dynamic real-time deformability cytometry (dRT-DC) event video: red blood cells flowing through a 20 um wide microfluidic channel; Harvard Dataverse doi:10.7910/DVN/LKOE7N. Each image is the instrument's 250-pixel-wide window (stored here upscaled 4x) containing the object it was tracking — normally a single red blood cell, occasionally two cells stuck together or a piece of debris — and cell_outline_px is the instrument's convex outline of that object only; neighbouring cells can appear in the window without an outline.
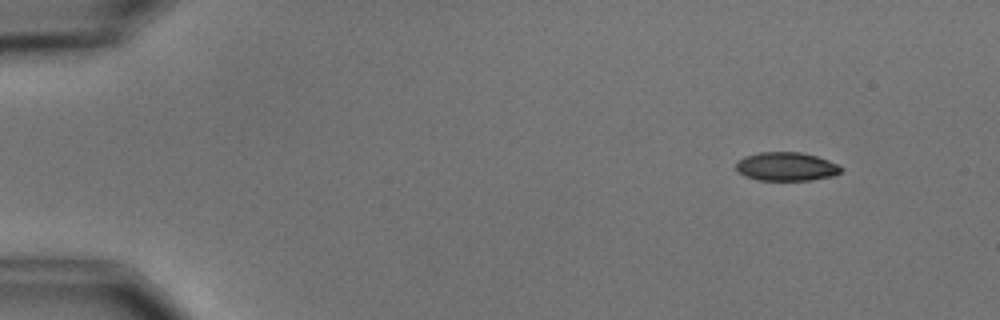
{"species": "common noctule bat (a hibernating species)", "species_latin": "Nyctalus noctula", "temperature_condition": "cold", "stored_images_in_passage": 4, "camera_frame_rate_fps": 3000, "um_per_image_px": 0.085, "animal": {"sex": "male", "body_mass_g": 15.6}, "frame": {"image": 1, "passage_image": 1, "time_ms": 0.0, "image_size_px": [1000, 320], "cell_outline_px": [[844, 168], [836, 176], [812, 180], [756, 180], [744, 176], [736, 172], [736, 164], [744, 156], [760, 152], [800, 152], [816, 156], [840, 164]], "centroid_in_image_um": [66.86, 14.17], "position_along_channel_um": 18.1, "area_um2": 17.8}}
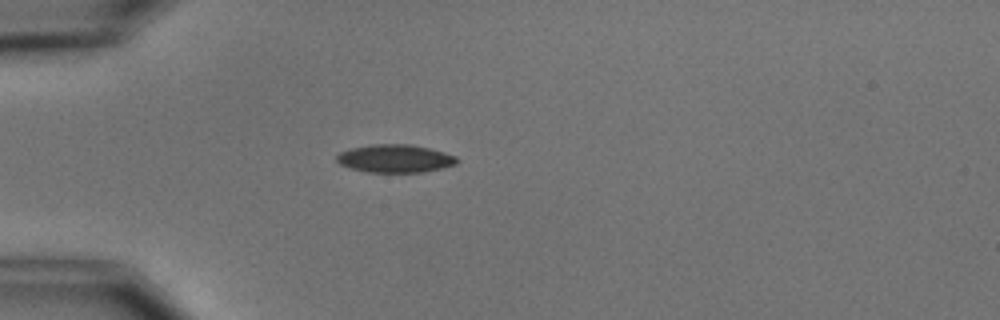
{"frame": {"image": 2, "passage_image": 4, "time_ms": 3.333, "image_size_px": [1000, 320], "cell_outline_px": [[460, 160], [456, 164], [424, 172], [368, 172], [348, 168], [340, 164], [336, 160], [336, 156], [340, 152], [352, 148], [372, 144], [408, 144], [428, 148], [444, 152], [456, 156]], "centroid_in_image_um": [33.57, 13.48], "position_along_channel_um": 51.4, "area_um2": 19.59}}